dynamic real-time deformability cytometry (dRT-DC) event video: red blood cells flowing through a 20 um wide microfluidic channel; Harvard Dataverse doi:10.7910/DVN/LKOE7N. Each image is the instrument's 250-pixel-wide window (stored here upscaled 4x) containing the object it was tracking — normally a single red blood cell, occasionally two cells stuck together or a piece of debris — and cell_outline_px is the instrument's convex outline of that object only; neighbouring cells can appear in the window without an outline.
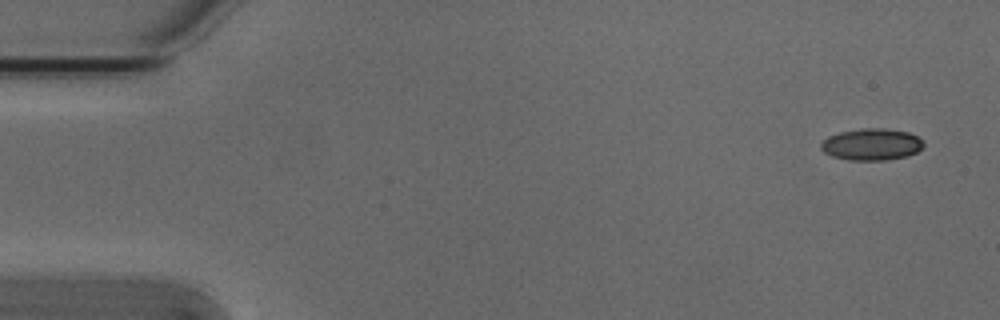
{"species": "Egyptian fruit bat (a non-hibernating species)", "species_latin": "Rousettus aegyptiacus", "temperature_condition": "cold", "stored_images_in_passage": 7, "camera_frame_rate_fps": 3000, "um_per_image_px": 0.085, "animal": {"sex": "male"}, "frame": {"image": 1, "passage_image": 1, "time_ms": 0.0, "image_size_px": [1000, 320], "cell_outline_px": [[924, 144], [916, 152], [908, 156], [884, 160], [848, 160], [832, 156], [824, 152], [820, 148], [820, 144], [828, 136], [840, 132], [860, 128], [884, 128], [908, 132], [924, 140]], "centroid_in_image_um": [74.08, 12.27], "position_along_channel_um": 10.9, "area_um2": 19.02}}
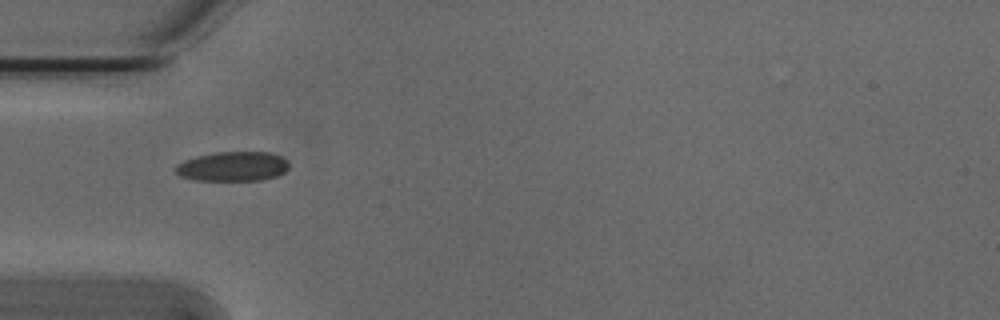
{"frame": {"image": 2, "passage_image": 4, "time_ms": 1.0, "image_size_px": [1000, 320], "cell_outline_px": [[288, 168], [284, 172], [276, 176], [260, 180], [196, 180], [180, 176], [172, 168], [176, 164], [184, 160], [196, 156], [216, 152], [268, 152], [280, 156], [288, 160]], "centroid_in_image_um": [19.75, 14.14], "position_along_channel_um": 65.2, "area_um2": 19.59}}
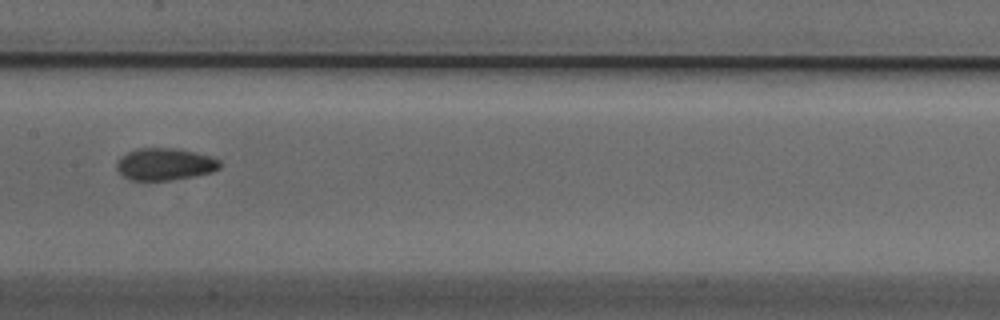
{"frame": {"image": 3, "passage_image": 7, "time_ms": 2.0, "image_size_px": [1000, 320], "cell_outline_px": [[220, 168], [212, 172], [196, 176], [172, 180], [132, 180], [124, 176], [116, 168], [116, 164], [128, 152], [136, 148], [172, 148], [212, 156], [220, 160]], "centroid_in_image_um": [14.05, 13.96], "position_along_channel_um": 193.3, "area_um2": 19.13}}